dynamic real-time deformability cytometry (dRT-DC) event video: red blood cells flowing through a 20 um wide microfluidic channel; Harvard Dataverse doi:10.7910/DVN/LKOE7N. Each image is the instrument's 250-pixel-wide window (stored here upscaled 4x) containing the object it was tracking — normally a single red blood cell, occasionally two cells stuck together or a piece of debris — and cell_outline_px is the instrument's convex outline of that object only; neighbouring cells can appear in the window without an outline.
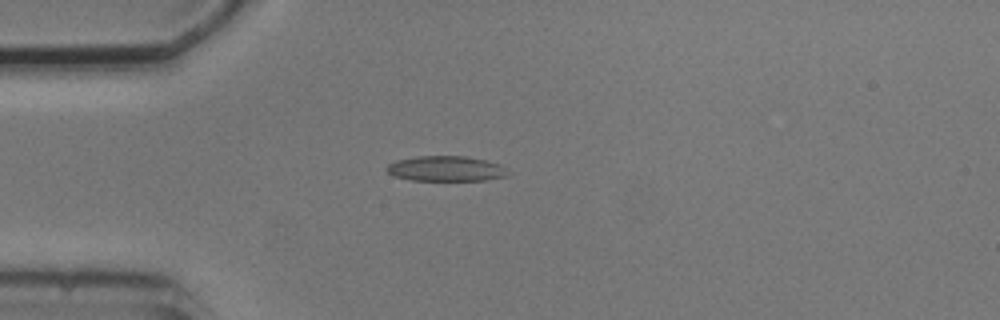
{"species": "common noctule bat (a hibernating species)", "species_latin": "Nyctalus noctula", "temperature_condition": "cold", "stored_images_in_passage": 3, "camera_frame_rate_fps": 3000, "um_per_image_px": 0.085, "animal": {"sex": "male", "body_mass_g": 20.5, "forearm_length_mm": 52.5}, "frame": {"image": 1, "passage_image": 3, "time_ms": 3.333, "image_size_px": [1000, 320], "cell_outline_px": [[508, 176], [488, 180], [412, 180], [392, 176], [384, 168], [388, 164], [396, 160], [416, 156], [464, 156], [484, 160], [500, 164], [508, 172]], "centroid_in_image_um": [37.87, 14.34], "position_along_channel_um": 47.1, "area_um2": 17.86}}